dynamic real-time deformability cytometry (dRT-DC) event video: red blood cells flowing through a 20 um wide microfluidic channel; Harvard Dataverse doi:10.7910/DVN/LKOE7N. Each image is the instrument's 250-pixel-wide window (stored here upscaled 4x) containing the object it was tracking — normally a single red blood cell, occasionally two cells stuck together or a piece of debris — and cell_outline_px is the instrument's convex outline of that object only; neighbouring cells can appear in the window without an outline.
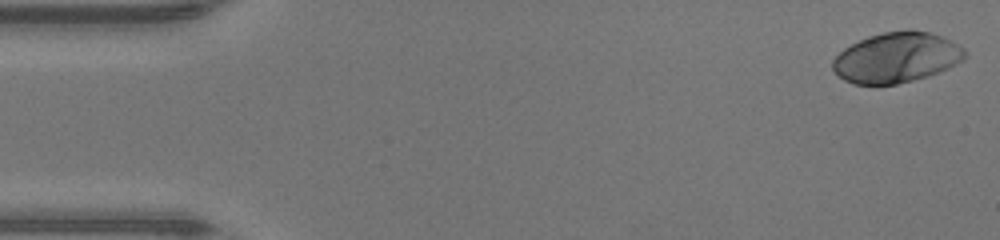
{"species": "human", "species_latin": "Homo sapiens", "temperature_condition": "warm", "stored_images_in_passage": 47, "camera_frame_rate_fps": 3000, "um_per_image_px": 0.085, "donor": {"sex": "male"}, "frame": {"image": 1, "passage_image": 1, "time_ms": 0.0, "image_size_px": [1000, 240], "cell_outline_px": [[964, 60], [948, 68], [928, 76], [896, 84], [852, 84], [844, 80], [832, 68], [832, 60], [844, 48], [868, 36], [884, 32], [908, 28], [928, 32], [940, 36], [964, 48]], "centroid_in_image_um": [76.18, 4.88], "position_along_channel_um": 8.8, "area_um2": 38.49}}
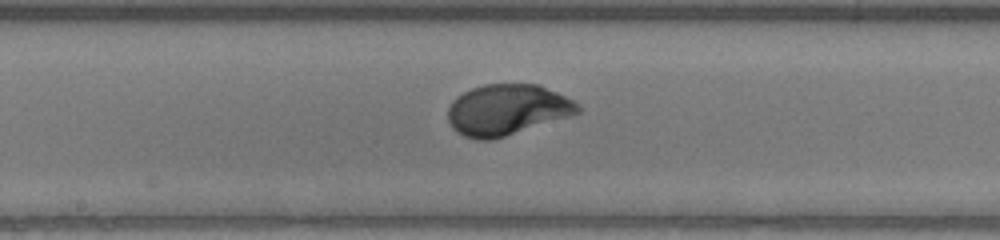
{"frame": {"image": 2, "passage_image": 24, "time_ms": 7.667, "image_size_px": [1000, 240], "cell_outline_px": [[580, 112], [572, 116], [492, 140], [476, 140], [464, 136], [456, 132], [452, 128], [448, 120], [448, 108], [452, 100], [456, 96], [472, 88], [484, 84], [540, 84], [572, 100], [580, 108]], "centroid_in_image_um": [43.07, 9.34], "position_along_channel_um": 205.1, "area_um2": 38.61}}
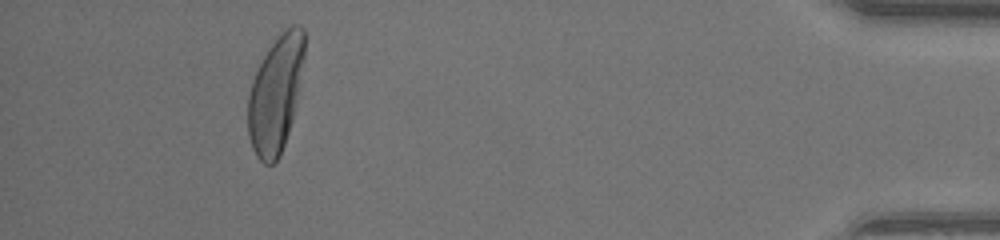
{"frame": {"image": 3, "passage_image": 43, "time_ms": 14.0, "image_size_px": [1000, 240], "cell_outline_px": [[304, 56], [292, 120], [280, 156], [272, 164], [264, 164], [256, 156], [252, 148], [248, 136], [248, 96], [252, 80], [268, 48], [276, 36], [280, 32], [292, 24], [300, 24], [304, 28]], "centroid_in_image_um": [23.41, 7.98], "position_along_channel_um": 411.8, "area_um2": 38.15}, "authors_computed_cell_mechanics": {"area_um2": 38.148, "velocity_mm_per_s": 4.3507, "shape_relaxation_time_tau1_ms": 2.3185, "shape_relaxation_time_tau2_ms": null, "deformation_change_tau1": 0.1913, "deformation_change_tau2": null}}